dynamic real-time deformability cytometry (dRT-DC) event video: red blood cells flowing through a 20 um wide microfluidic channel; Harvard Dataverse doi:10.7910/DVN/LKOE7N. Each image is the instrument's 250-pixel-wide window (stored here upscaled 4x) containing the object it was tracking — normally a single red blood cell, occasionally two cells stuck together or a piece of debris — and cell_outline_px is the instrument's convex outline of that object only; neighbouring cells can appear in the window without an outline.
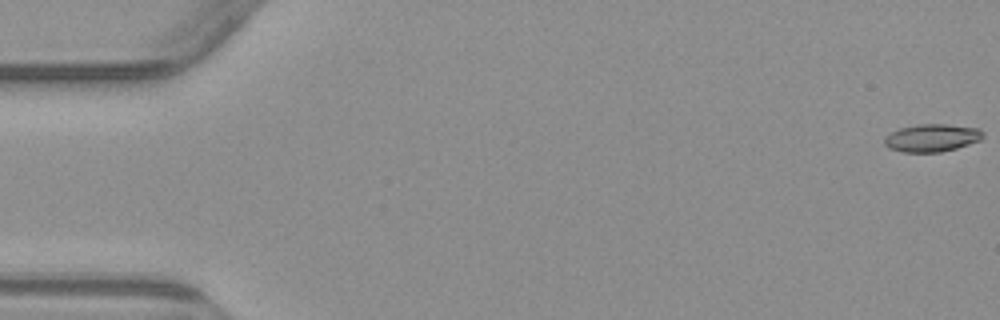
{"species": "common noctule bat (a hibernating species)", "species_latin": "Nyctalus noctula", "temperature_condition": "warm", "stored_images_in_passage": 4, "camera_frame_rate_fps": 3000, "um_per_image_px": 0.085, "animal": {"sex": "male", "body_mass_g": 23.1, "forearm_length_mm": 52.7}, "frame": {"image": 1, "passage_image": 1, "time_ms": 0.0, "image_size_px": [1000, 320], "cell_outline_px": [[984, 136], [980, 140], [956, 148], [940, 152], [904, 152], [888, 148], [884, 144], [884, 136], [900, 128], [920, 124], [948, 124], [980, 128], [984, 132]], "centroid_in_image_um": [79.22, 11.71], "position_along_channel_um": 5.8, "area_um2": 15.95}}
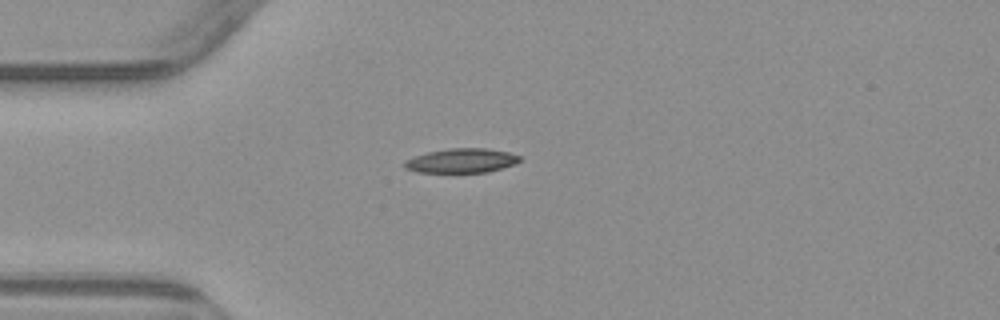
{"frame": {"image": 2, "passage_image": 4, "time_ms": 4.667, "image_size_px": [1000, 320], "cell_outline_px": [[520, 160], [516, 164], [488, 172], [416, 172], [404, 168], [404, 160], [428, 152], [448, 148], [488, 148], [508, 152], [520, 156]], "centroid_in_image_um": [39.23, 13.65], "position_along_channel_um": 45.8, "area_um2": 16.36}}